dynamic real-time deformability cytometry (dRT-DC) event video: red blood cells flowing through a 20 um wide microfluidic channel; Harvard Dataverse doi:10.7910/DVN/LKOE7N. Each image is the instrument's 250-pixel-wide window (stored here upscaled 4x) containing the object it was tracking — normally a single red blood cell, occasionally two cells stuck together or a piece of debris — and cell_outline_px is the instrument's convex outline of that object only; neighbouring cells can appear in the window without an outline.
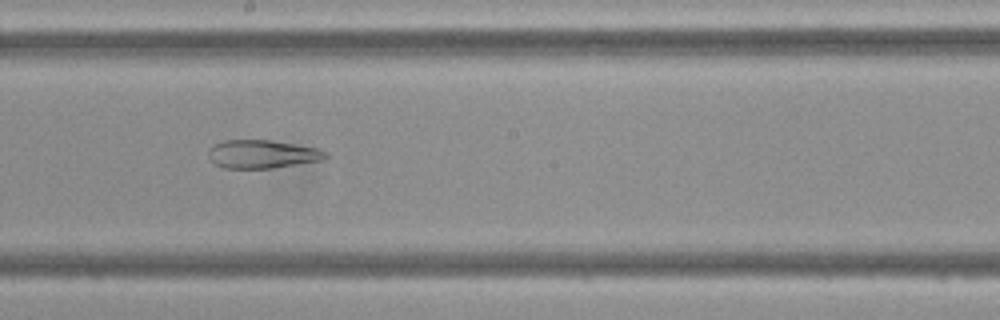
{"species": "Egyptian fruit bat (a non-hibernating species)", "species_latin": "Rousettus aegyptiacus", "temperature_condition": "cold", "stored_images_in_passage": 35, "camera_frame_rate_fps": 3000, "um_per_image_px": 0.085, "frame": {"image": 1, "passage_image": 13, "time_ms": 4.0, "image_size_px": [1000, 320], "cell_outline_px": [[328, 156], [320, 160], [272, 168], [224, 168], [212, 164], [208, 156], [208, 148], [212, 144], [224, 140], [268, 140], [316, 148], [328, 152]], "centroid_in_image_um": [22.2, 13.1], "position_along_channel_um": 226.0, "area_um2": 19.31}}
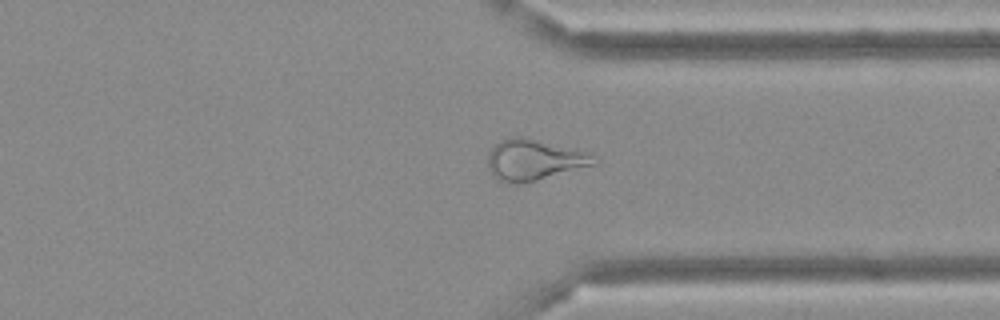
{"frame": {"image": 2, "passage_image": 23, "time_ms": 7.333, "image_size_px": [1000, 320], "cell_outline_px": [[600, 164], [520, 184], [508, 184], [500, 180], [488, 168], [488, 152], [500, 140], [508, 136], [520, 136], [588, 152], [600, 160]], "centroid_in_image_um": [45.43, 13.59], "position_along_channel_um": 366.0, "area_um2": 25.43}}
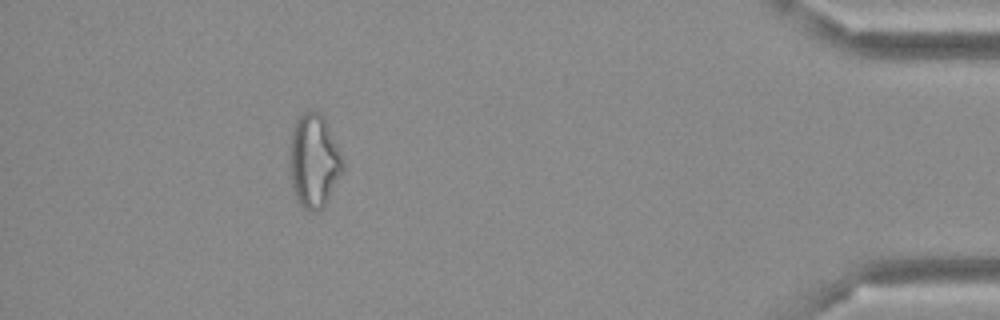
{"frame": {"image": 3, "passage_image": 30, "time_ms": 9.667, "image_size_px": [1000, 320], "cell_outline_px": [[344, 168], [324, 204], [316, 212], [308, 212], [300, 204], [292, 188], [288, 168], [288, 148], [292, 128], [296, 120], [304, 112], [320, 112], [324, 116], [344, 160]], "centroid_in_image_um": [26.64, 13.65], "position_along_channel_um": 408.6, "area_um2": 29.19}}